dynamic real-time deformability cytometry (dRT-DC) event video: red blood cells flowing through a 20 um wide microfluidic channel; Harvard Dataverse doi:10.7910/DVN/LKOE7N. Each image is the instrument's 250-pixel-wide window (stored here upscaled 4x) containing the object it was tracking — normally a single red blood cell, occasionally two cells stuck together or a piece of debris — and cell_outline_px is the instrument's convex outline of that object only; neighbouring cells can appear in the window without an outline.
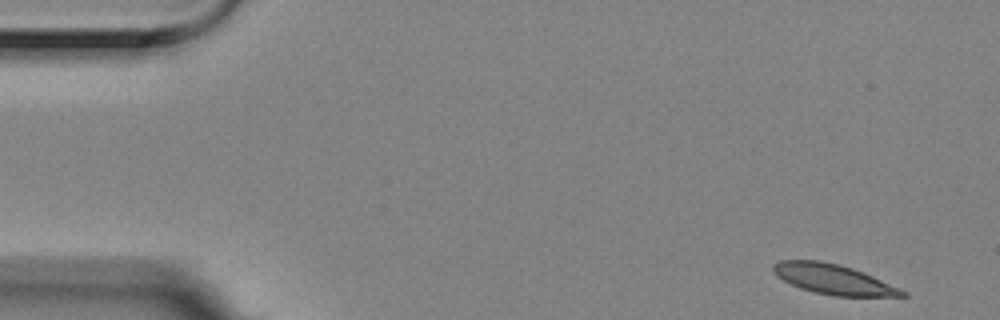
{"species": "Egyptian fruit bat (a non-hibernating species)", "species_latin": "Rousettus aegyptiacus", "temperature_condition": "room temperature", "stored_images_in_passage": 8, "camera_frame_rate_fps": 3000, "um_per_image_px": 0.085, "animal": {"sex": "female"}, "frame": {"image": 1, "passage_image": 1, "time_ms": 0.0, "image_size_px": [1000, 320], "cell_outline_px": [[908, 296], [832, 296], [800, 288], [776, 276], [772, 272], [772, 264], [780, 260], [820, 260], [840, 264], [864, 272], [908, 292]], "centroid_in_image_um": [70.82, 23.72], "position_along_channel_um": 14.2, "area_um2": 22.6}}
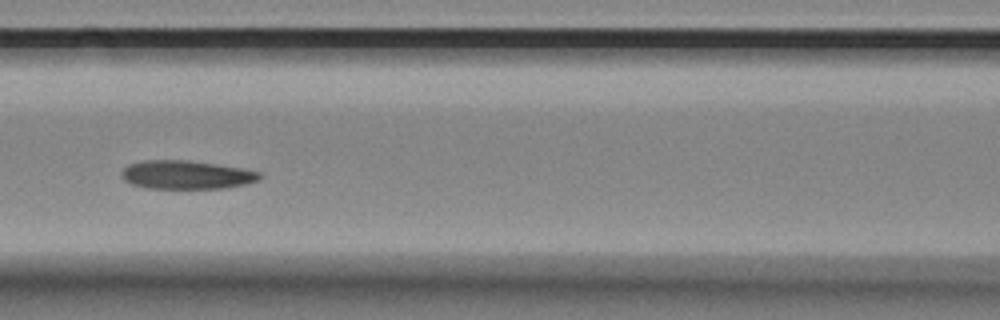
{"frame": {"image": 2, "passage_image": 7, "time_ms": 2.0, "image_size_px": [1000, 320], "cell_outline_px": [[264, 176], [260, 180], [244, 184], [224, 188], [144, 188], [132, 184], [124, 180], [120, 176], [120, 172], [128, 164], [144, 160], [188, 160], [244, 168], [260, 172]], "centroid_in_image_um": [15.84, 14.85], "position_along_channel_um": 150.8, "area_um2": 23.18}}
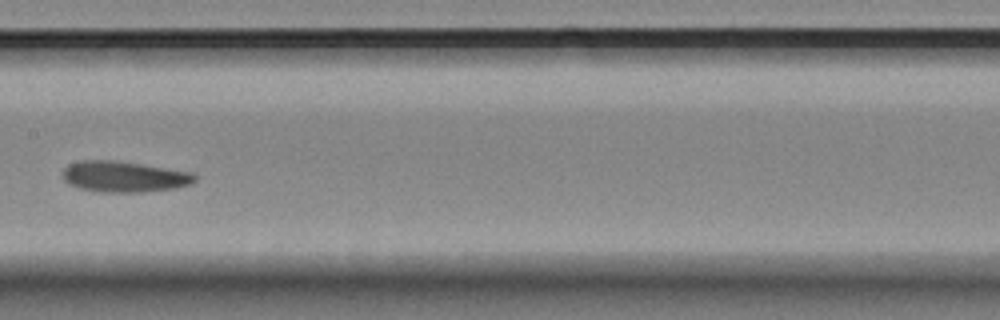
{"frame": {"image": 3, "passage_image": 8, "time_ms": 2.333, "image_size_px": [1000, 320], "cell_outline_px": [[196, 180], [188, 184], [176, 188], [140, 192], [100, 192], [80, 188], [68, 184], [60, 176], [60, 172], [68, 164], [80, 160], [112, 160], [140, 164], [192, 172], [196, 176]], "centroid_in_image_um": [10.47, 15.01], "position_along_channel_um": 196.9, "area_um2": 23.87}}